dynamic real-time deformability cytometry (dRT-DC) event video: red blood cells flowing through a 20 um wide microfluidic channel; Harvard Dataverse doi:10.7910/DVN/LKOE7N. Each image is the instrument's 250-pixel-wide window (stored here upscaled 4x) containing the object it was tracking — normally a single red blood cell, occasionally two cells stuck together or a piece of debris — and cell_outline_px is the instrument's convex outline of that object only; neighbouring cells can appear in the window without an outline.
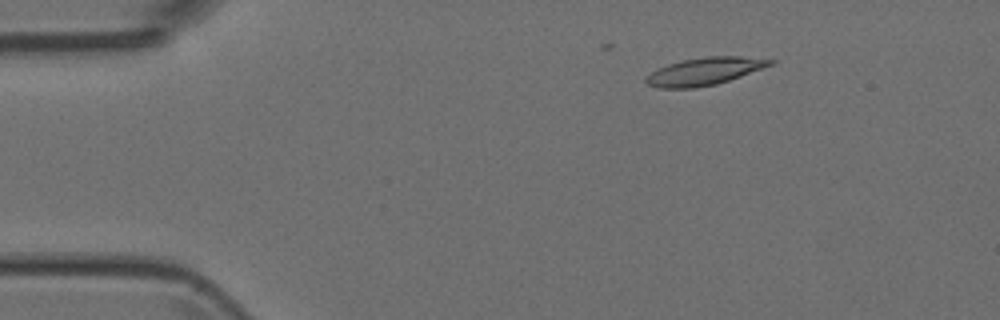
{"species": "Egyptian fruit bat (a non-hibernating species)", "species_latin": "Rousettus aegyptiacus", "temperature_condition": "room temperature", "stored_images_in_passage": 46, "camera_frame_rate_fps": 3000, "um_per_image_px": 0.085, "animal": {"sex": "female"}, "frame": {"image": 1, "passage_image": 8, "time_ms": 2.333, "image_size_px": [1000, 320], "cell_outline_px": [[776, 64], [716, 84], [696, 88], [656, 88], [648, 84], [644, 80], [644, 76], [656, 68], [680, 60], [704, 56], [740, 56], [776, 60]], "centroid_in_image_um": [59.85, 6.05], "position_along_channel_um": 25.2, "area_um2": 20.23}}
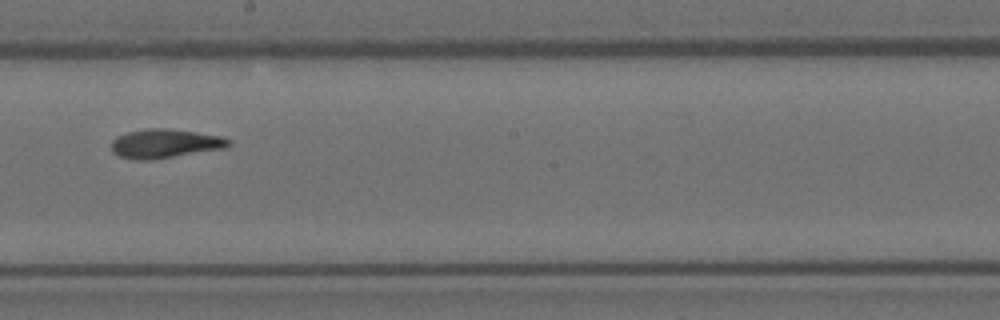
{"frame": {"image": 2, "passage_image": 29, "time_ms": 9.333, "image_size_px": [1000, 320], "cell_outline_px": [[232, 144], [228, 148], [148, 160], [136, 160], [120, 156], [112, 152], [112, 140], [116, 136], [128, 132], [148, 128], [168, 128], [220, 136], [232, 140]], "centroid_in_image_um": [14.04, 12.2], "position_along_channel_um": 234.2, "area_um2": 19.83}}
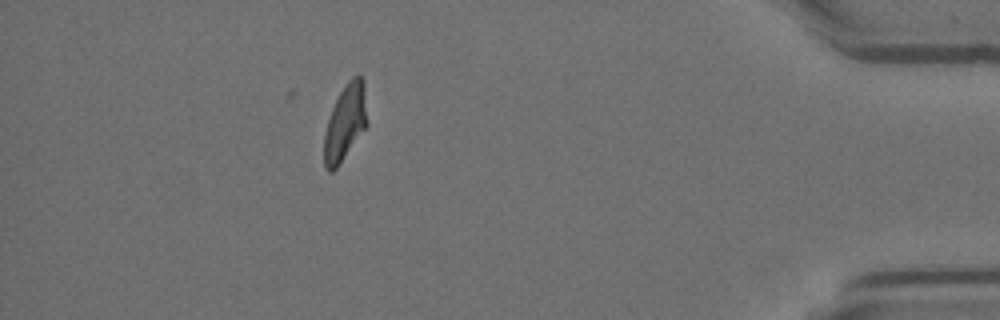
{"frame": {"image": 3, "passage_image": 46, "time_ms": 15.0, "image_size_px": [1000, 320], "cell_outline_px": [[368, 124], [336, 168], [332, 172], [328, 172], [324, 168], [324, 136], [328, 120], [332, 108], [340, 92], [348, 80], [352, 76], [360, 76], [364, 80], [368, 120]], "centroid_in_image_um": [29.35, 10.4], "position_along_channel_um": 405.8, "area_um2": 19.02}}